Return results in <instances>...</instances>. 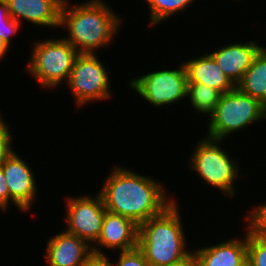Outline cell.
I'll return each mask as SVG.
<instances>
[{
    "label": "cell",
    "instance_id": "cell-17",
    "mask_svg": "<svg viewBox=\"0 0 266 266\" xmlns=\"http://www.w3.org/2000/svg\"><path fill=\"white\" fill-rule=\"evenodd\" d=\"M236 87L266 106V47L254 58Z\"/></svg>",
    "mask_w": 266,
    "mask_h": 266
},
{
    "label": "cell",
    "instance_id": "cell-18",
    "mask_svg": "<svg viewBox=\"0 0 266 266\" xmlns=\"http://www.w3.org/2000/svg\"><path fill=\"white\" fill-rule=\"evenodd\" d=\"M222 94L203 83H187L190 104L198 113L207 114L209 117L214 113Z\"/></svg>",
    "mask_w": 266,
    "mask_h": 266
},
{
    "label": "cell",
    "instance_id": "cell-11",
    "mask_svg": "<svg viewBox=\"0 0 266 266\" xmlns=\"http://www.w3.org/2000/svg\"><path fill=\"white\" fill-rule=\"evenodd\" d=\"M138 232L139 225L133 220L106 210L100 237L96 242V247L92 246L93 253L106 254L103 253L105 248L113 251L134 249L138 247Z\"/></svg>",
    "mask_w": 266,
    "mask_h": 266
},
{
    "label": "cell",
    "instance_id": "cell-24",
    "mask_svg": "<svg viewBox=\"0 0 266 266\" xmlns=\"http://www.w3.org/2000/svg\"><path fill=\"white\" fill-rule=\"evenodd\" d=\"M12 134L7 123L3 120L0 112V167L15 152L11 147Z\"/></svg>",
    "mask_w": 266,
    "mask_h": 266
},
{
    "label": "cell",
    "instance_id": "cell-19",
    "mask_svg": "<svg viewBox=\"0 0 266 266\" xmlns=\"http://www.w3.org/2000/svg\"><path fill=\"white\" fill-rule=\"evenodd\" d=\"M150 10L149 23L156 26L159 22L166 21L175 13L182 12L193 4L195 0H145Z\"/></svg>",
    "mask_w": 266,
    "mask_h": 266
},
{
    "label": "cell",
    "instance_id": "cell-15",
    "mask_svg": "<svg viewBox=\"0 0 266 266\" xmlns=\"http://www.w3.org/2000/svg\"><path fill=\"white\" fill-rule=\"evenodd\" d=\"M199 266H238L247 258V233L244 238H232L221 243L193 249Z\"/></svg>",
    "mask_w": 266,
    "mask_h": 266
},
{
    "label": "cell",
    "instance_id": "cell-10",
    "mask_svg": "<svg viewBox=\"0 0 266 266\" xmlns=\"http://www.w3.org/2000/svg\"><path fill=\"white\" fill-rule=\"evenodd\" d=\"M1 167L10 193V205L13 203L19 210L27 212L38 195L33 170L16 152Z\"/></svg>",
    "mask_w": 266,
    "mask_h": 266
},
{
    "label": "cell",
    "instance_id": "cell-7",
    "mask_svg": "<svg viewBox=\"0 0 266 266\" xmlns=\"http://www.w3.org/2000/svg\"><path fill=\"white\" fill-rule=\"evenodd\" d=\"M75 104L82 107L111 97L110 80L103 62L96 54L79 53L67 82Z\"/></svg>",
    "mask_w": 266,
    "mask_h": 266
},
{
    "label": "cell",
    "instance_id": "cell-12",
    "mask_svg": "<svg viewBox=\"0 0 266 266\" xmlns=\"http://www.w3.org/2000/svg\"><path fill=\"white\" fill-rule=\"evenodd\" d=\"M46 246L44 257L49 266H82L93 254L87 241L65 230L50 237Z\"/></svg>",
    "mask_w": 266,
    "mask_h": 266
},
{
    "label": "cell",
    "instance_id": "cell-23",
    "mask_svg": "<svg viewBox=\"0 0 266 266\" xmlns=\"http://www.w3.org/2000/svg\"><path fill=\"white\" fill-rule=\"evenodd\" d=\"M119 253L118 261L112 263V266H150L138 247L127 251L119 250Z\"/></svg>",
    "mask_w": 266,
    "mask_h": 266
},
{
    "label": "cell",
    "instance_id": "cell-21",
    "mask_svg": "<svg viewBox=\"0 0 266 266\" xmlns=\"http://www.w3.org/2000/svg\"><path fill=\"white\" fill-rule=\"evenodd\" d=\"M247 232V257L253 266H266V238Z\"/></svg>",
    "mask_w": 266,
    "mask_h": 266
},
{
    "label": "cell",
    "instance_id": "cell-6",
    "mask_svg": "<svg viewBox=\"0 0 266 266\" xmlns=\"http://www.w3.org/2000/svg\"><path fill=\"white\" fill-rule=\"evenodd\" d=\"M27 70L45 87L55 89L68 82L78 51L64 38L35 41Z\"/></svg>",
    "mask_w": 266,
    "mask_h": 266
},
{
    "label": "cell",
    "instance_id": "cell-26",
    "mask_svg": "<svg viewBox=\"0 0 266 266\" xmlns=\"http://www.w3.org/2000/svg\"><path fill=\"white\" fill-rule=\"evenodd\" d=\"M82 266H112V262L106 254L93 253Z\"/></svg>",
    "mask_w": 266,
    "mask_h": 266
},
{
    "label": "cell",
    "instance_id": "cell-14",
    "mask_svg": "<svg viewBox=\"0 0 266 266\" xmlns=\"http://www.w3.org/2000/svg\"><path fill=\"white\" fill-rule=\"evenodd\" d=\"M10 16L21 24L24 19L44 27H58L64 0H4Z\"/></svg>",
    "mask_w": 266,
    "mask_h": 266
},
{
    "label": "cell",
    "instance_id": "cell-9",
    "mask_svg": "<svg viewBox=\"0 0 266 266\" xmlns=\"http://www.w3.org/2000/svg\"><path fill=\"white\" fill-rule=\"evenodd\" d=\"M66 200L65 231L77 235L93 246L100 237L106 211L101 195L97 193L95 197L73 196L67 197Z\"/></svg>",
    "mask_w": 266,
    "mask_h": 266
},
{
    "label": "cell",
    "instance_id": "cell-5",
    "mask_svg": "<svg viewBox=\"0 0 266 266\" xmlns=\"http://www.w3.org/2000/svg\"><path fill=\"white\" fill-rule=\"evenodd\" d=\"M220 139L203 137L194 147L190 155L189 166L197 172L209 186L218 188L227 197H234L236 193L235 180L240 172L236 160H232L228 152L221 148Z\"/></svg>",
    "mask_w": 266,
    "mask_h": 266
},
{
    "label": "cell",
    "instance_id": "cell-1",
    "mask_svg": "<svg viewBox=\"0 0 266 266\" xmlns=\"http://www.w3.org/2000/svg\"><path fill=\"white\" fill-rule=\"evenodd\" d=\"M99 191L107 211L133 220L137 225L161 214L175 198H168L164 186L150 176L113 167Z\"/></svg>",
    "mask_w": 266,
    "mask_h": 266
},
{
    "label": "cell",
    "instance_id": "cell-22",
    "mask_svg": "<svg viewBox=\"0 0 266 266\" xmlns=\"http://www.w3.org/2000/svg\"><path fill=\"white\" fill-rule=\"evenodd\" d=\"M245 217L247 219V230L258 237L266 238V204L253 208Z\"/></svg>",
    "mask_w": 266,
    "mask_h": 266
},
{
    "label": "cell",
    "instance_id": "cell-16",
    "mask_svg": "<svg viewBox=\"0 0 266 266\" xmlns=\"http://www.w3.org/2000/svg\"><path fill=\"white\" fill-rule=\"evenodd\" d=\"M183 63L187 71V83H203L222 93L230 92L236 87L209 53Z\"/></svg>",
    "mask_w": 266,
    "mask_h": 266
},
{
    "label": "cell",
    "instance_id": "cell-27",
    "mask_svg": "<svg viewBox=\"0 0 266 266\" xmlns=\"http://www.w3.org/2000/svg\"><path fill=\"white\" fill-rule=\"evenodd\" d=\"M168 266H199V263L194 251H192L188 256Z\"/></svg>",
    "mask_w": 266,
    "mask_h": 266
},
{
    "label": "cell",
    "instance_id": "cell-2",
    "mask_svg": "<svg viewBox=\"0 0 266 266\" xmlns=\"http://www.w3.org/2000/svg\"><path fill=\"white\" fill-rule=\"evenodd\" d=\"M86 1L71 5L69 0H64L59 27L67 28L69 37L64 39L78 53L96 54V50L111 44L123 20L105 0Z\"/></svg>",
    "mask_w": 266,
    "mask_h": 266
},
{
    "label": "cell",
    "instance_id": "cell-28",
    "mask_svg": "<svg viewBox=\"0 0 266 266\" xmlns=\"http://www.w3.org/2000/svg\"><path fill=\"white\" fill-rule=\"evenodd\" d=\"M8 48L3 44L0 39V60L3 59V56L6 55L5 53L8 52Z\"/></svg>",
    "mask_w": 266,
    "mask_h": 266
},
{
    "label": "cell",
    "instance_id": "cell-8",
    "mask_svg": "<svg viewBox=\"0 0 266 266\" xmlns=\"http://www.w3.org/2000/svg\"><path fill=\"white\" fill-rule=\"evenodd\" d=\"M187 82V71L181 63L177 69L152 71L128 83L143 100L159 108L187 98Z\"/></svg>",
    "mask_w": 266,
    "mask_h": 266
},
{
    "label": "cell",
    "instance_id": "cell-3",
    "mask_svg": "<svg viewBox=\"0 0 266 266\" xmlns=\"http://www.w3.org/2000/svg\"><path fill=\"white\" fill-rule=\"evenodd\" d=\"M176 200L161 214L139 225L138 248L150 266H168L188 256L186 236Z\"/></svg>",
    "mask_w": 266,
    "mask_h": 266
},
{
    "label": "cell",
    "instance_id": "cell-25",
    "mask_svg": "<svg viewBox=\"0 0 266 266\" xmlns=\"http://www.w3.org/2000/svg\"><path fill=\"white\" fill-rule=\"evenodd\" d=\"M10 193L7 187L6 178L2 167H0V209L7 211L9 209Z\"/></svg>",
    "mask_w": 266,
    "mask_h": 266
},
{
    "label": "cell",
    "instance_id": "cell-13",
    "mask_svg": "<svg viewBox=\"0 0 266 266\" xmlns=\"http://www.w3.org/2000/svg\"><path fill=\"white\" fill-rule=\"evenodd\" d=\"M263 48V46L258 45V42L252 40L246 41V43H229V45L215 49L209 54L236 86Z\"/></svg>",
    "mask_w": 266,
    "mask_h": 266
},
{
    "label": "cell",
    "instance_id": "cell-4",
    "mask_svg": "<svg viewBox=\"0 0 266 266\" xmlns=\"http://www.w3.org/2000/svg\"><path fill=\"white\" fill-rule=\"evenodd\" d=\"M209 118L207 137L225 140L231 133L266 119V106L235 87L222 94Z\"/></svg>",
    "mask_w": 266,
    "mask_h": 266
},
{
    "label": "cell",
    "instance_id": "cell-20",
    "mask_svg": "<svg viewBox=\"0 0 266 266\" xmlns=\"http://www.w3.org/2000/svg\"><path fill=\"white\" fill-rule=\"evenodd\" d=\"M20 25L10 16L7 3L0 0V39L8 49L11 45V37L17 35Z\"/></svg>",
    "mask_w": 266,
    "mask_h": 266
},
{
    "label": "cell",
    "instance_id": "cell-29",
    "mask_svg": "<svg viewBox=\"0 0 266 266\" xmlns=\"http://www.w3.org/2000/svg\"><path fill=\"white\" fill-rule=\"evenodd\" d=\"M238 266H253L252 261L247 257Z\"/></svg>",
    "mask_w": 266,
    "mask_h": 266
}]
</instances>
